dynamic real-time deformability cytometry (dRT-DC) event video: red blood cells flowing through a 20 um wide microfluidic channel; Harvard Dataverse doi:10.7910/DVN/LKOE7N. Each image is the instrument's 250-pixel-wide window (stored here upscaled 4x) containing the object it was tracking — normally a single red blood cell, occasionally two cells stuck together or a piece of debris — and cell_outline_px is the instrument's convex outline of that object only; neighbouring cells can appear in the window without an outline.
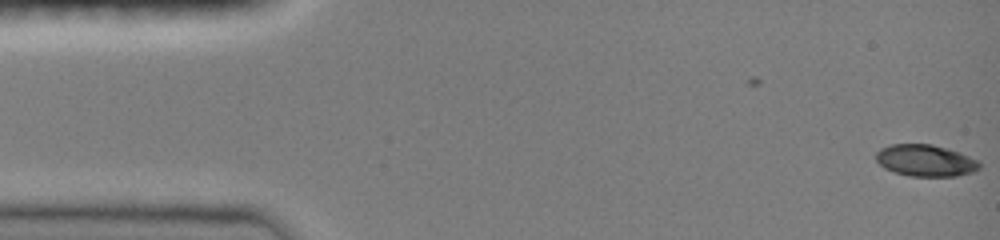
{"species": "common noctule bat (a hibernating species)", "species_latin": "Nyctalus noctula", "temperature_condition": "room temperature", "stored_images_in_passage": 2, "camera_frame_rate_fps": 3000, "um_per_image_px": 0.085, "animal": {"sex": "female", "body_mass_g": 19.0, "forearm_length_mm": 51.5}, "frame": {"image": 1, "passage_image": 2, "time_ms": 0.333, "image_size_px": [1000, 240], "cell_outline_px": [[980, 168], [972, 172], [956, 176], [912, 176], [896, 172], [884, 168], [876, 160], [876, 152], [880, 148], [892, 144], [932, 144], [960, 152], [980, 160]], "centroid_in_image_um": [78.69, 13.63], "position_along_channel_um": 6.3, "area_um2": 19.13}}